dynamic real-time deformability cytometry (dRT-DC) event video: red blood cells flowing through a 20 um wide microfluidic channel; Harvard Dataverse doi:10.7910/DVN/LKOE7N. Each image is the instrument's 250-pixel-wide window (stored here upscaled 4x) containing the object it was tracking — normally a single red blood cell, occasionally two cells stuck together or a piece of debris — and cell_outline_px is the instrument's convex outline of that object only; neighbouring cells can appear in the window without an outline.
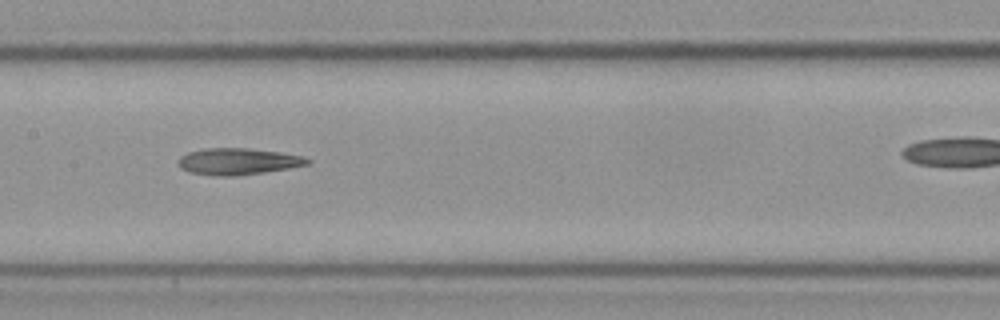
{"species": "Egyptian fruit bat (a non-hibernating species)", "species_latin": "Rousettus aegyptiacus", "temperature_condition": "cold", "stored_images_in_passage": 13, "camera_frame_rate_fps": 3000, "um_per_image_px": 0.085, "frame": {"image": 1, "passage_image": 6, "time_ms": 1.667, "image_size_px": [1000, 320], "cell_outline_px": [[312, 164], [264, 172], [236, 176], [212, 176], [188, 172], [180, 168], [176, 160], [180, 156], [188, 152], [204, 148], [248, 148], [280, 152], [304, 156], [312, 160]], "centroid_in_image_um": [20.22, 13.72], "position_along_channel_um": 187.2, "area_um2": 20.35}}
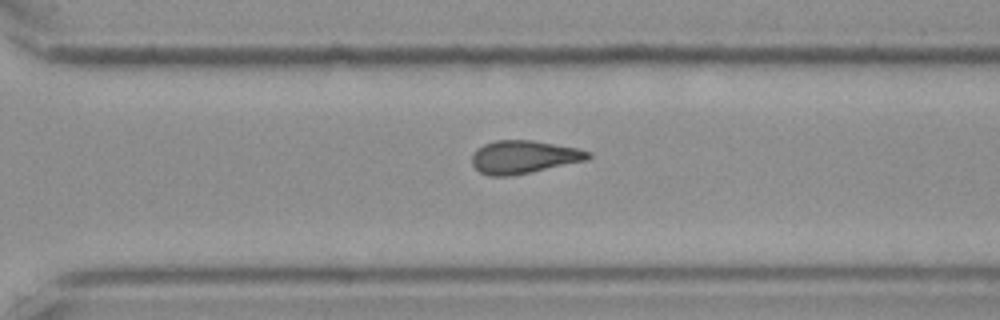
{"frame": {"image": 2, "passage_image": 10, "time_ms": 3.0, "image_size_px": [1000, 320], "cell_outline_px": [[592, 156], [588, 160], [508, 176], [488, 176], [480, 172], [472, 164], [472, 152], [476, 148], [484, 144], [496, 140], [532, 140], [576, 148], [592, 152]], "centroid_in_image_um": [44.5, 13.33], "position_along_channel_um": 326.1, "area_um2": 22.25}}
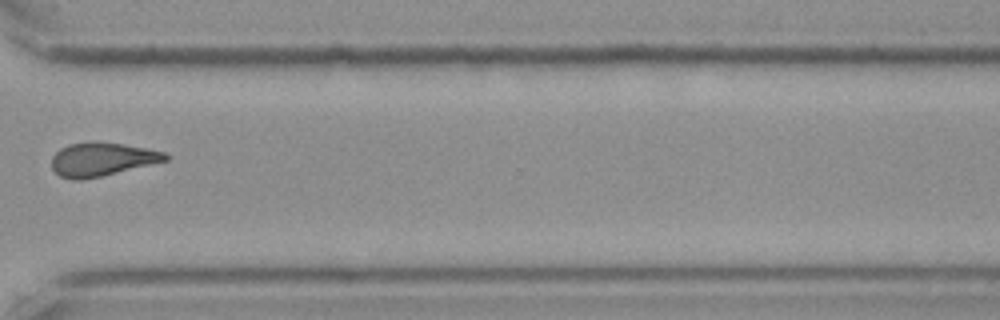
{"frame": {"image": 3, "passage_image": 11, "time_ms": 3.333, "image_size_px": [1000, 320], "cell_outline_px": [[168, 160], [100, 176], [80, 180], [72, 180], [60, 176], [52, 168], [52, 156], [60, 148], [68, 144], [92, 140], [124, 144], [148, 148], [164, 152], [168, 156]], "centroid_in_image_um": [8.63, 13.51], "position_along_channel_um": 362.0, "area_um2": 22.25}}